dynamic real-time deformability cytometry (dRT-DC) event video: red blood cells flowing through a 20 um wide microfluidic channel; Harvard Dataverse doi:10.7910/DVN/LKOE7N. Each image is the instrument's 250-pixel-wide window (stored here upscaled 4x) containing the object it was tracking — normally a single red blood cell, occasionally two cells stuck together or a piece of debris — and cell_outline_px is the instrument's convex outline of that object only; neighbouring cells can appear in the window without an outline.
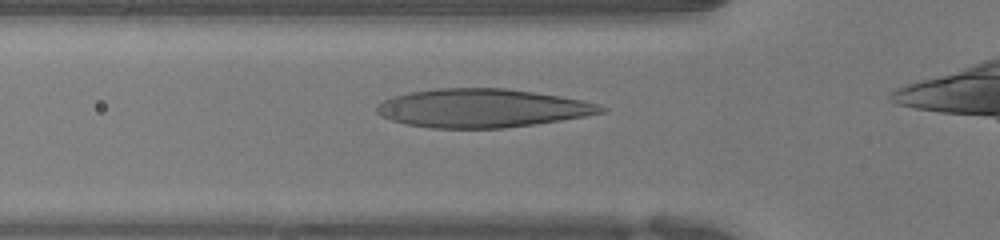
{"species": "human", "species_latin": "Homo sapiens", "temperature_condition": "warm", "stored_images_in_passage": 34, "camera_frame_rate_fps": 3000, "um_per_image_px": 0.085, "donor": {"sex": "female"}, "frame": {"image": 1, "passage_image": 4, "time_ms": 1.0, "image_size_px": [1000, 240], "cell_outline_px": [[608, 108], [604, 112], [584, 116], [560, 120], [504, 128], [432, 128], [408, 124], [392, 120], [380, 116], [376, 112], [376, 104], [384, 100], [396, 96], [412, 92], [436, 88], [504, 88], [560, 96], [584, 100]], "centroid_in_image_um": [40.97, 9.19], "position_along_channel_um": 84.8, "area_um2": 50.0}}
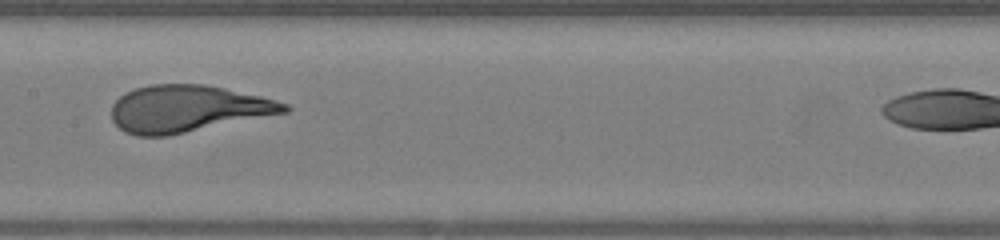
{"frame": {"image": 2, "passage_image": 12, "time_ms": 3.667, "image_size_px": [1000, 240], "cell_outline_px": [[292, 108], [288, 112], [168, 136], [136, 136], [124, 132], [112, 120], [112, 104], [124, 92], [148, 84], [204, 84], [224, 88], [260, 96], [276, 100], [288, 104]], "centroid_in_image_um": [15.93, 9.24], "position_along_channel_um": 191.5, "area_um2": 47.34}}
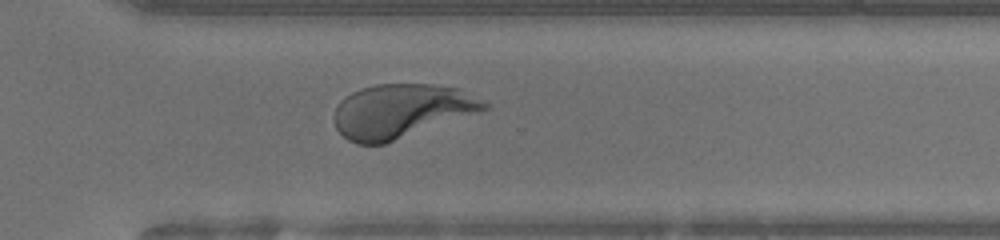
{"frame": {"image": 3, "passage_image": 23, "time_ms": 7.333, "image_size_px": [1000, 240], "cell_outline_px": [[488, 108], [480, 112], [384, 144], [356, 144], [348, 140], [336, 128], [332, 120], [332, 116], [340, 100], [352, 92], [360, 88], [376, 84], [428, 84], [460, 88], [488, 104]], "centroid_in_image_um": [34.06, 9.43], "position_along_channel_um": 336.5, "area_um2": 47.11}, "authors_computed_cell_mechanics": {"area_um2": 47.3382, "velocity_mm_per_s": 3.9714, "shape_relaxation_time_tau1_ms": 4.0596, "shape_relaxation_time_tau2_ms": null, "deformation_change_tau1": 0.2416, "deformation_change_tau2": null}}